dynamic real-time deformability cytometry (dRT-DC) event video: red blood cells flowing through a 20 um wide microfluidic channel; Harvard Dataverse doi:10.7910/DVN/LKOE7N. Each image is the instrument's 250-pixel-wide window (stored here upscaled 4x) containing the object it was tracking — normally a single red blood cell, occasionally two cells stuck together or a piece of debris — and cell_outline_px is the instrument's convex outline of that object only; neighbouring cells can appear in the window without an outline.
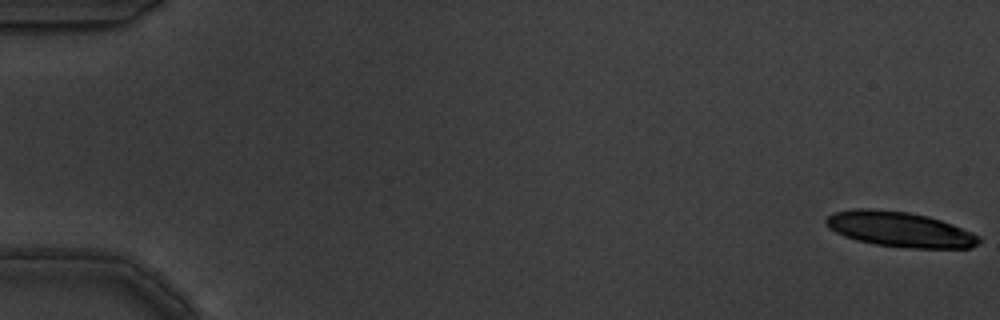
{"species": "common noctule bat (a hibernating species)", "species_latin": "Nyctalus noctula", "temperature_condition": "warm", "stored_images_in_passage": 6, "camera_frame_rate_fps": 3000, "um_per_image_px": 0.085, "animal": {"sex": "male", "body_mass_g": 19.5, "forearm_length_mm": 54.6}, "frame": {"image": 1, "passage_image": 1, "time_ms": 0.0, "image_size_px": [1000, 320], "cell_outline_px": [[980, 244], [972, 248], [912, 248], [876, 244], [856, 240], [844, 236], [828, 228], [824, 224], [824, 220], [832, 212], [852, 208], [872, 208], [908, 212], [928, 216], [952, 224], [972, 232], [980, 236]], "centroid_in_image_um": [76.46, 19.48], "position_along_channel_um": 8.5, "area_um2": 31.62}}